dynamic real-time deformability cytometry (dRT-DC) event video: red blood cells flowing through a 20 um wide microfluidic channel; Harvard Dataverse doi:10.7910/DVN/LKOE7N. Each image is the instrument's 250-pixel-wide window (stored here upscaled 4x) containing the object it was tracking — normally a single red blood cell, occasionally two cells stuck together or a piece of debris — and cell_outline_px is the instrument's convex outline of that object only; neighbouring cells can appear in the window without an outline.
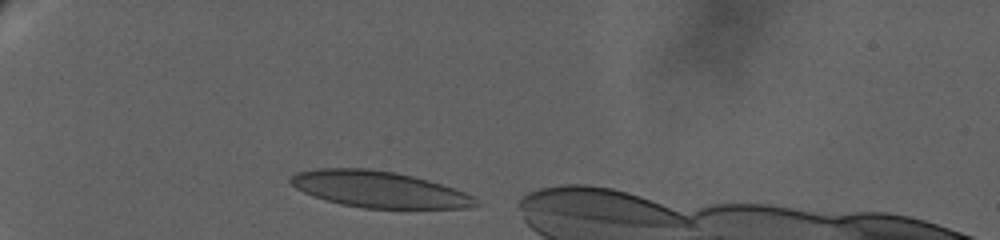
{"species": "human", "species_latin": "Homo sapiens", "temperature_condition": "warm", "stored_images_in_passage": 18, "camera_frame_rate_fps": 3000, "um_per_image_px": 0.085, "donor": {"sex": "female"}, "frame": {"image": 1, "passage_image": 1, "time_ms": 0.0, "image_size_px": [1000, 240], "cell_outline_px": [[480, 204], [468, 208], [364, 208], [340, 204], [324, 200], [312, 196], [296, 188], [288, 180], [296, 172], [316, 168], [368, 168], [396, 172], [412, 176], [440, 184], [464, 192], [472, 196]], "centroid_in_image_um": [32.16, 16.09], "position_along_channel_um": 52.8, "area_um2": 39.07}}